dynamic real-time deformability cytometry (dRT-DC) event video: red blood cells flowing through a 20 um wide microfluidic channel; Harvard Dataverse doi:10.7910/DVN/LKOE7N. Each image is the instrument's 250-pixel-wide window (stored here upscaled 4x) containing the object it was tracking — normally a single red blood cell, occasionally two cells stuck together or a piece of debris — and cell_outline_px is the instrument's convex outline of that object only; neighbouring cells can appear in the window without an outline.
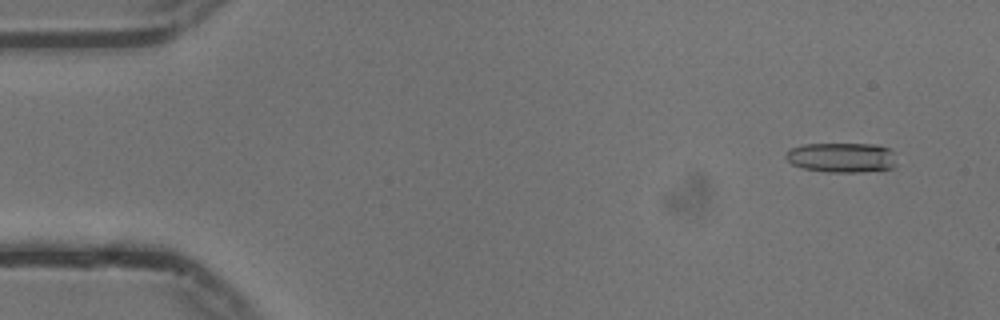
{"species": "common noctule bat (a hibernating species)", "species_latin": "Nyctalus noctula", "temperature_condition": "cold", "stored_images_in_passage": 55, "camera_frame_rate_fps": 3000, "um_per_image_px": 0.085, "animal": {"sex": "male", "body_mass_g": 13.3}, "frame": {"image": 1, "passage_image": 4, "time_ms": 1.0, "image_size_px": [1000, 320], "cell_outline_px": [[896, 164], [892, 168], [860, 172], [828, 172], [804, 168], [792, 164], [784, 156], [792, 148], [804, 144], [872, 144], [888, 148], [892, 152]], "centroid_in_image_um": [71.54, 13.39], "position_along_channel_um": 13.5, "area_um2": 19.02}}
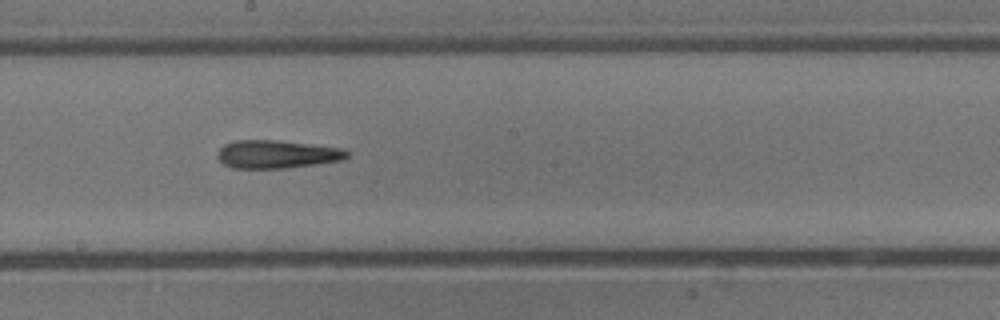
{"frame": {"image": 2, "passage_image": 30, "time_ms": 9.667, "image_size_px": [1000, 320], "cell_outline_px": [[348, 156], [344, 160], [316, 164], [284, 168], [232, 168], [224, 164], [216, 156], [216, 152], [224, 144], [236, 140], [276, 140], [340, 148], [348, 152]], "centroid_in_image_um": [23.49, 13.11], "position_along_channel_um": 224.7, "area_um2": 21.1}}
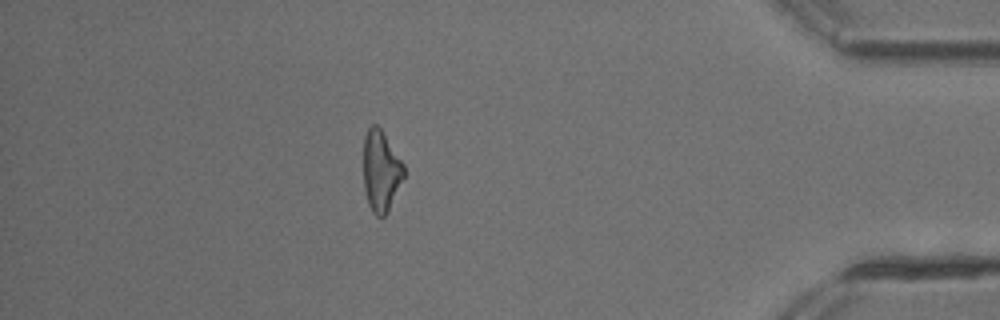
{"frame": {"image": 3, "passage_image": 48, "time_ms": 15.667, "image_size_px": [1000, 320], "cell_outline_px": [[404, 176], [388, 212], [384, 216], [376, 216], [372, 212], [368, 204], [364, 188], [364, 136], [368, 128], [372, 124], [376, 124], [380, 128], [404, 164]], "centroid_in_image_um": [32.37, 14.54], "position_along_channel_um": 402.8, "area_um2": 18.96}}